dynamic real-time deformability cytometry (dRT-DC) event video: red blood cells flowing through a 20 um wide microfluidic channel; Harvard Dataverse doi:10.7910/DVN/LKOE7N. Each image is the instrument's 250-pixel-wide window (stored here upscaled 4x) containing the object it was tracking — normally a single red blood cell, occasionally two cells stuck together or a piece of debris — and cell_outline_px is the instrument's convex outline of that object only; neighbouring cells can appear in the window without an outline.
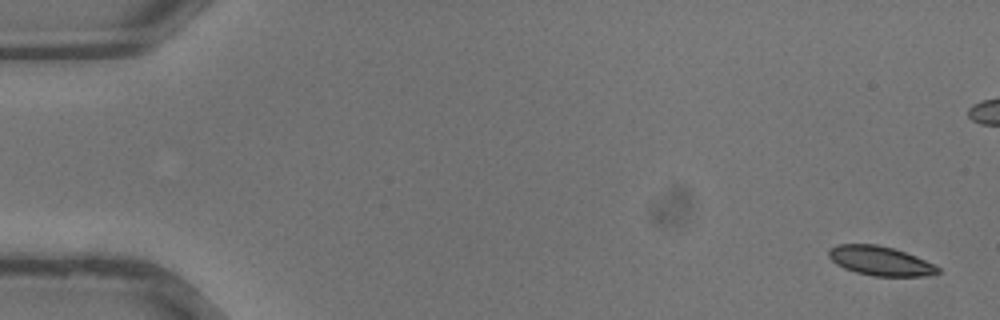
{"species": "common noctule bat (a hibernating species)", "species_latin": "Nyctalus noctula", "temperature_condition": "warm", "stored_images_in_passage": 37, "camera_frame_rate_fps": 3000, "um_per_image_px": 0.085, "animal": {"sex": "male", "body_mass_g": 13.3}, "frame": {"image": 1, "passage_image": 1, "time_ms": 0.0, "image_size_px": [1000, 320], "cell_outline_px": [[940, 272], [924, 276], [872, 276], [856, 272], [844, 268], [836, 264], [828, 256], [828, 248], [836, 244], [876, 244], [892, 248], [916, 256], [936, 264], [940, 268]], "centroid_in_image_um": [74.81, 22.17], "position_along_channel_um": 10.2, "area_um2": 18.73}}
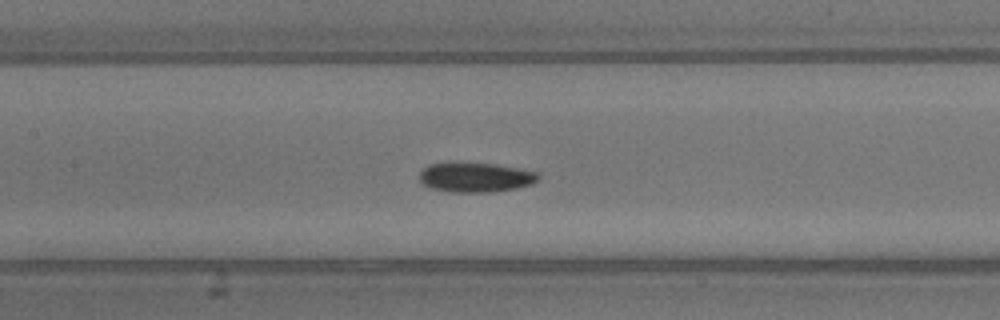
{"frame": {"image": 2, "passage_image": 17, "time_ms": 5.333, "image_size_px": [1000, 320], "cell_outline_px": [[540, 180], [532, 184], [516, 188], [488, 192], [452, 192], [432, 188], [424, 184], [420, 180], [420, 172], [428, 164], [496, 164], [520, 168], [536, 172], [540, 176]], "centroid_in_image_um": [40.48, 15.08], "position_along_channel_um": 166.9, "area_um2": 20.11}}
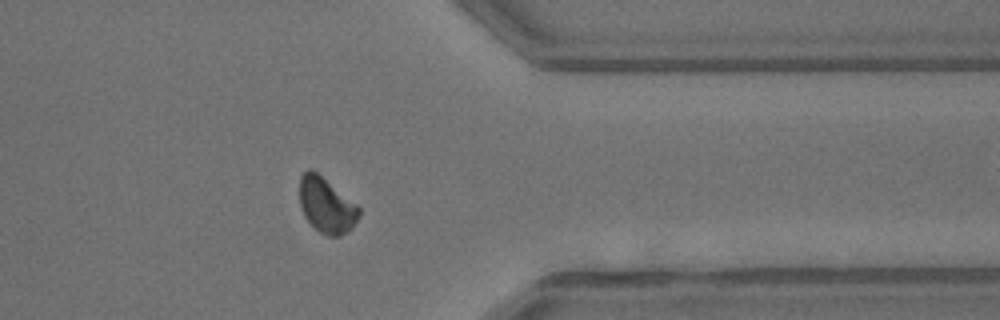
{"frame": {"image": 3, "passage_image": 29, "time_ms": 9.333, "image_size_px": [1000, 320], "cell_outline_px": [[360, 216], [352, 228], [348, 232], [340, 236], [328, 236], [320, 232], [304, 216], [300, 208], [300, 176], [308, 168], [312, 168], [356, 204], [360, 208]], "centroid_in_image_um": [27.75, 17.45], "position_along_channel_um": 383.7, "area_um2": 19.13}}